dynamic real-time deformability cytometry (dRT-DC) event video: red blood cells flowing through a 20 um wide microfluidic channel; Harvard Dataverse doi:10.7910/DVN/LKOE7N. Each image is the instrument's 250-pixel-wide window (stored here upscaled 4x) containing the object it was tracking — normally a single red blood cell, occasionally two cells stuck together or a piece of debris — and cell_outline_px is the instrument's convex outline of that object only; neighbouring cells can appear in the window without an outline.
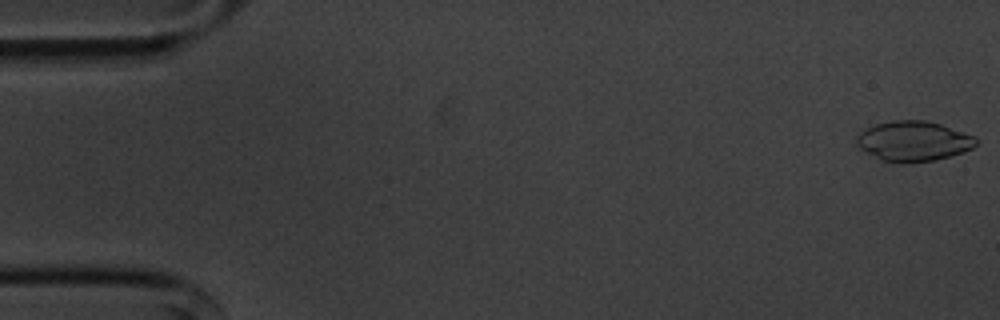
{"species": "common noctule bat (a hibernating species)", "species_latin": "Nyctalus noctula", "temperature_condition": "cold", "stored_images_in_passage": 55, "camera_frame_rate_fps": 3000, "um_per_image_px": 0.085, "animal": {"sex": "male", "body_mass_g": 20.1, "forearm_length_mm": 53.5}, "frame": {"image": 1, "passage_image": 1, "time_ms": 0.0, "image_size_px": [1000, 320], "cell_outline_px": [[976, 144], [972, 148], [964, 152], [952, 156], [936, 160], [908, 164], [904, 164], [880, 160], [860, 148], [856, 144], [856, 136], [864, 128], [876, 124], [892, 120], [924, 120], [940, 124], [976, 136]], "centroid_in_image_um": [77.63, 12.01], "position_along_channel_um": 7.4, "area_um2": 28.26}}